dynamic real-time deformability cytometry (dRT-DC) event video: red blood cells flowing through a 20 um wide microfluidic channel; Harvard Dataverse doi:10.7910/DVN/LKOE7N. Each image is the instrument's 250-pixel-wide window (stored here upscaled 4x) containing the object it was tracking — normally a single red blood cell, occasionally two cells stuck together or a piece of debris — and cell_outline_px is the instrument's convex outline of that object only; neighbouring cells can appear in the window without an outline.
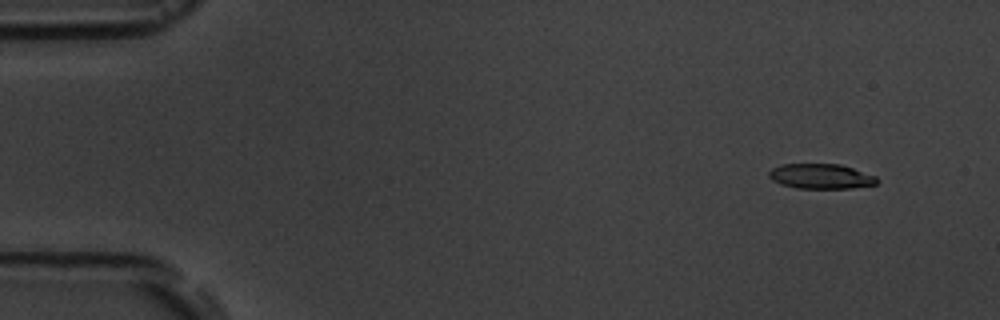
{"species": "common noctule bat (a hibernating species)", "species_latin": "Nyctalus noctula", "temperature_condition": "room temperature", "stored_images_in_passage": 4, "camera_frame_rate_fps": 3000, "um_per_image_px": 0.085, "animal": {"sex": "male", "body_mass_g": 19.5, "forearm_length_mm": 54.6}, "frame": {"image": 1, "passage_image": 1, "time_ms": 0.0, "image_size_px": [1000, 320], "cell_outline_px": [[880, 180], [876, 184], [852, 188], [796, 188], [780, 184], [772, 180], [768, 176], [768, 172], [772, 168], [780, 164], [840, 164], [876, 176]], "centroid_in_image_um": [69.76, 14.98], "position_along_channel_um": 15.2, "area_um2": 15.78}}
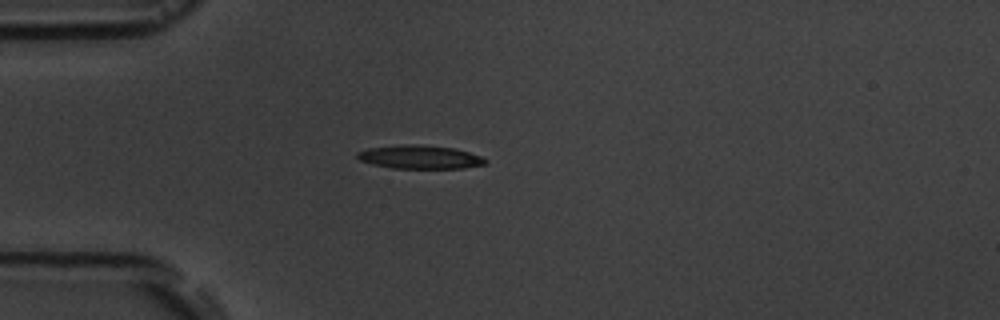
{"frame": {"image": 2, "passage_image": 4, "time_ms": 3.667, "image_size_px": [1000, 320], "cell_outline_px": [[488, 160], [484, 164], [464, 168], [392, 168], [372, 164], [360, 160], [356, 156], [356, 152], [368, 148], [400, 144], [416, 144], [452, 148], [468, 152], [480, 156]], "centroid_in_image_um": [35.64, 13.34], "position_along_channel_um": 49.4, "area_um2": 17.46}}